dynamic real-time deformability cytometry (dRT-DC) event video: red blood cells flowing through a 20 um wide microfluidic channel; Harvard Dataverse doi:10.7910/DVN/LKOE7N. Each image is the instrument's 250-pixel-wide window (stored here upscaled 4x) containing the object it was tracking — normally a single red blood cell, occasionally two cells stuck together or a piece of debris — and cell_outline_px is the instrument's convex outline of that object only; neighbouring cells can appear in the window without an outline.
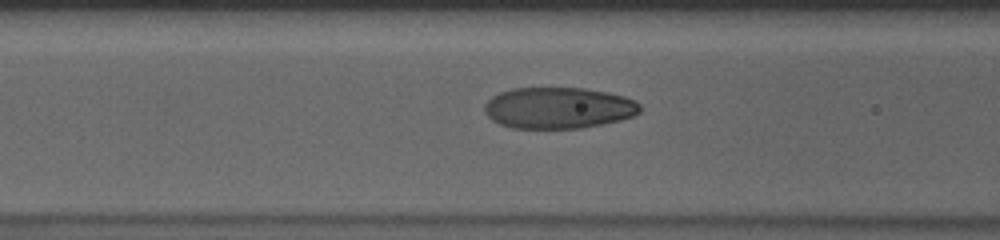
{"species": "human", "species_latin": "Homo sapiens", "temperature_condition": "cold", "stored_images_in_passage": 21, "camera_frame_rate_fps": 3000, "um_per_image_px": 0.085, "donor": {"sex": "male"}, "frame": {"image": 1, "passage_image": 15, "time_ms": 4.667, "image_size_px": [1000, 240], "cell_outline_px": [[644, 108], [640, 112], [632, 116], [620, 120], [580, 128], [512, 128], [500, 124], [492, 120], [484, 112], [484, 104], [492, 96], [500, 92], [512, 88], [584, 88], [624, 96], [636, 100]], "centroid_in_image_um": [47.46, 9.17], "position_along_channel_um": 119.1, "area_um2": 37.51}}